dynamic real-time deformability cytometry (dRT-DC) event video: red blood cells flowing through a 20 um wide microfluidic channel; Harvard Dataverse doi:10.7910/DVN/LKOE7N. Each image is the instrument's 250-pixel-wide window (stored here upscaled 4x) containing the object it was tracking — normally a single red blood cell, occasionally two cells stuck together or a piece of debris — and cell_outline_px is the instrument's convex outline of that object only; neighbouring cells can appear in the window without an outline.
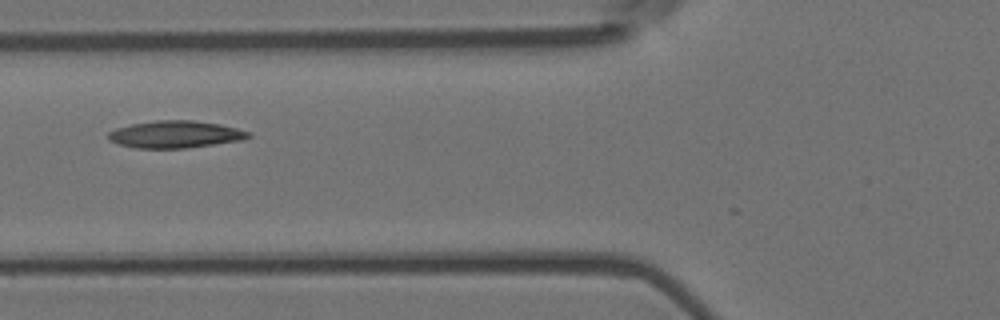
{"species": "Egyptian fruit bat (a non-hibernating species)", "species_latin": "Rousettus aegyptiacus", "temperature_condition": "room temperature", "stored_images_in_passage": 3, "camera_frame_rate_fps": 3000, "um_per_image_px": 0.085, "animal": {"sex": "female"}, "frame": {"image": 1, "passage_image": 2, "time_ms": 0.333, "image_size_px": [1000, 320], "cell_outline_px": [[252, 136], [244, 140], [188, 148], [136, 148], [116, 144], [108, 140], [108, 132], [116, 128], [132, 124], [156, 120], [192, 120], [220, 124], [252, 132]], "centroid_in_image_um": [14.92, 11.42], "position_along_channel_um": 110.9, "area_um2": 22.43}}
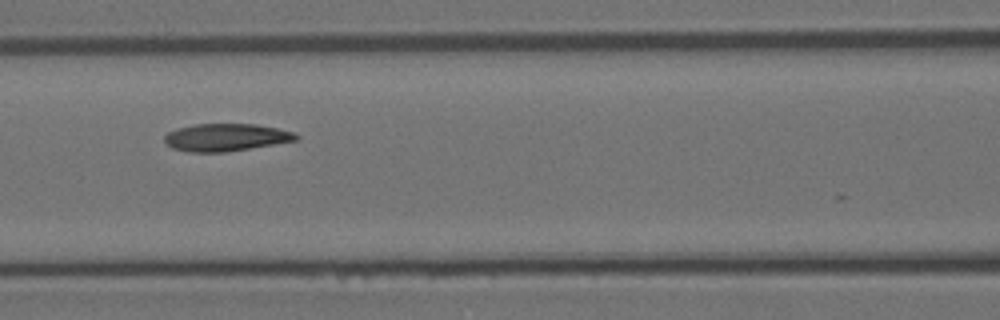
{"frame": {"image": 2, "passage_image": 3, "time_ms": 0.667, "image_size_px": [1000, 320], "cell_outline_px": [[300, 136], [296, 140], [224, 152], [188, 152], [172, 148], [164, 140], [164, 136], [168, 132], [176, 128], [192, 124], [256, 124], [276, 128], [292, 132]], "centroid_in_image_um": [19.14, 11.67], "position_along_channel_um": 147.5, "area_um2": 20.87}}